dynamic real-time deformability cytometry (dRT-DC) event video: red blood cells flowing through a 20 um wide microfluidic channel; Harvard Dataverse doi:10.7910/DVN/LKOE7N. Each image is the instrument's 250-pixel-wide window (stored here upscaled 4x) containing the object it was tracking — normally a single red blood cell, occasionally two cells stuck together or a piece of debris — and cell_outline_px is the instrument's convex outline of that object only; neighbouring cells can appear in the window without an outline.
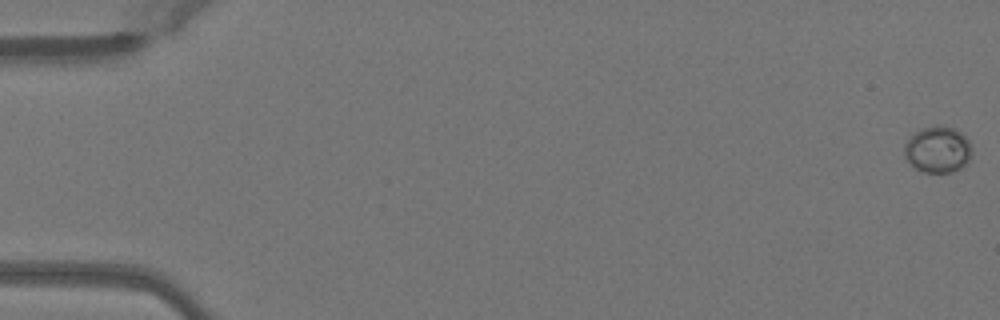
{"species": "Egyptian fruit bat (a non-hibernating species)", "species_latin": "Rousettus aegyptiacus", "temperature_condition": "warm", "stored_images_in_passage": 51, "camera_frame_rate_fps": 3000, "um_per_image_px": 0.085, "animal": {"sex": "female"}, "frame": {"image": 1, "passage_image": 1, "time_ms": 0.0, "image_size_px": [1000, 320], "cell_outline_px": [[972, 156], [968, 164], [952, 172], [924, 172], [916, 168], [904, 156], [904, 144], [920, 128], [936, 124], [940, 124], [952, 128], [960, 132], [968, 140], [972, 148]], "centroid_in_image_um": [79.74, 12.7], "position_along_channel_um": 5.3, "area_um2": 18.38}}
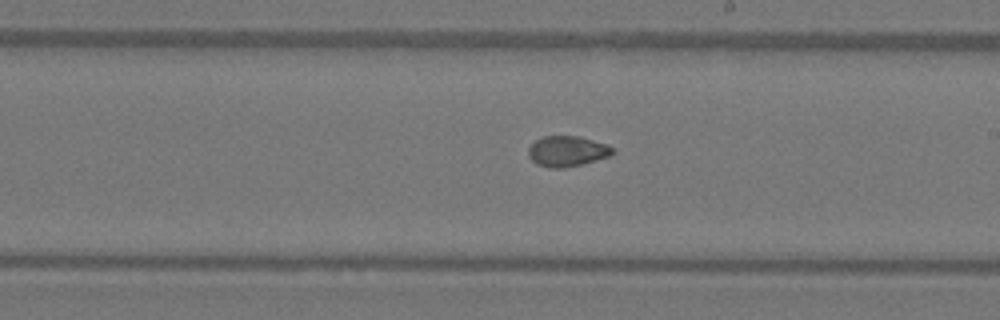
{"frame": {"image": 2, "passage_image": 30, "time_ms": 9.667, "image_size_px": [1000, 320], "cell_outline_px": [[612, 152], [608, 156], [580, 164], [564, 168], [548, 168], [536, 164], [528, 156], [528, 148], [536, 140], [544, 136], [580, 136], [608, 144], [612, 148]], "centroid_in_image_um": [48.16, 12.85], "position_along_channel_um": 240.8, "area_um2": 14.85}}
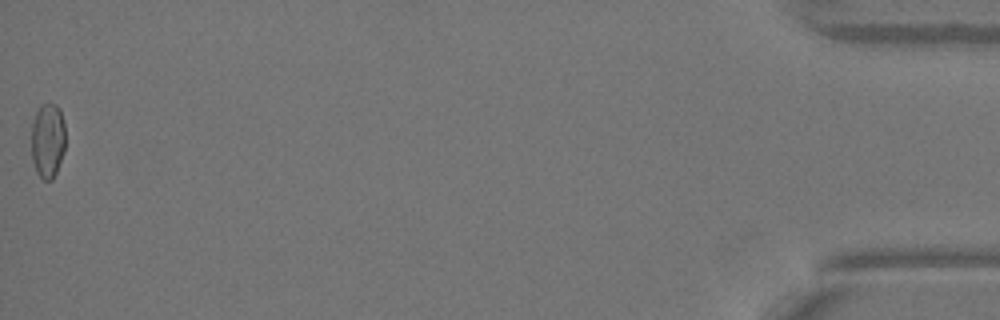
{"frame": {"image": 3, "passage_image": 51, "time_ms": 16.667, "image_size_px": [1000, 320], "cell_outline_px": [[64, 152], [56, 172], [52, 180], [44, 180], [36, 172], [32, 160], [32, 124], [36, 112], [40, 104], [56, 104], [60, 108], [64, 124]], "centroid_in_image_um": [4.05, 11.93], "position_along_channel_um": 431.1, "area_um2": 14.85}, "authors_computed_cell_mechanics": {"area_um2": 15.2014, "velocity_mm_per_s": 4.0949, "shape_relaxation_time_tau1_ms": null, "shape_relaxation_time_tau2_ms": 1.842, "deformation_change_tau1": null, "deformation_change_tau2": 0.0499}}